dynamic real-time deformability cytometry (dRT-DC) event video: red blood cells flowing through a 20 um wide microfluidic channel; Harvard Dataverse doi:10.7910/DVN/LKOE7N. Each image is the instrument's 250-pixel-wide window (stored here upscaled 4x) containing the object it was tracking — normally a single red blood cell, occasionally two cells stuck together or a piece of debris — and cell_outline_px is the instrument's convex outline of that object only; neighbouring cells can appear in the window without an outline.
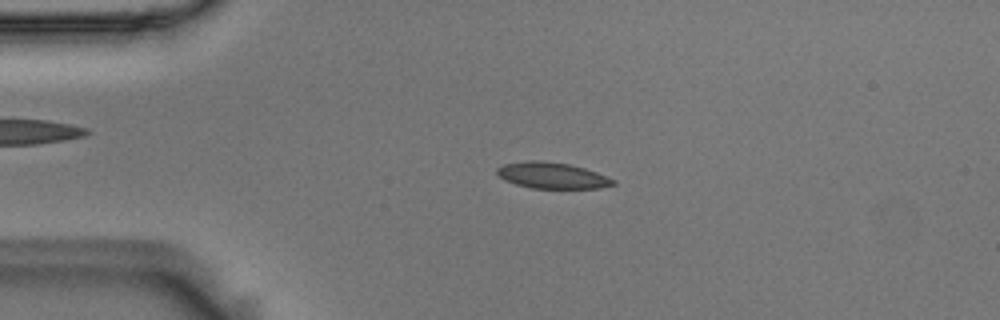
{"species": "Egyptian fruit bat (a non-hibernating species)", "species_latin": "Rousettus aegyptiacus", "temperature_condition": "room temperature", "stored_images_in_passage": 54, "camera_frame_rate_fps": 3000, "um_per_image_px": 0.085, "animal": {"sex": "male"}, "frame": {"image": 1, "passage_image": 12, "time_ms": 3.667, "image_size_px": [1000, 320], "cell_outline_px": [[616, 184], [600, 188], [532, 188], [516, 184], [504, 180], [496, 172], [496, 168], [504, 164], [528, 160], [540, 160], [568, 164], [584, 168], [596, 172], [616, 180]], "centroid_in_image_um": [46.93, 14.91], "position_along_channel_um": 38.1, "area_um2": 17.63}}
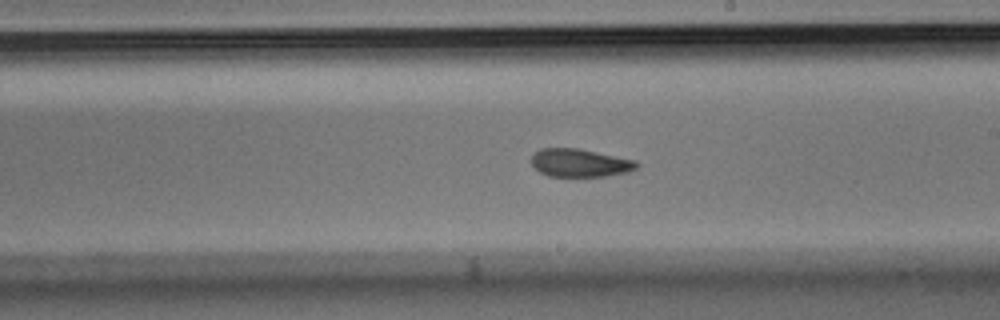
{"frame": {"image": 2, "passage_image": 31, "time_ms": 10.0, "image_size_px": [1000, 320], "cell_outline_px": [[640, 164], [636, 168], [628, 172], [604, 176], [548, 176], [540, 172], [532, 164], [532, 156], [540, 148], [576, 148], [636, 160]], "centroid_in_image_um": [49.3, 13.84], "position_along_channel_um": 239.7, "area_um2": 17.05}}
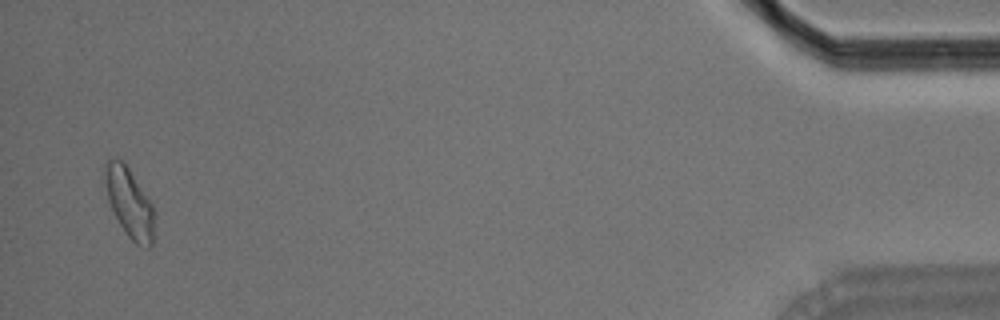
{"frame": {"image": 3, "passage_image": 53, "time_ms": 17.333, "image_size_px": [1000, 320], "cell_outline_px": [[156, 236], [152, 244], [148, 248], [144, 248], [136, 244], [128, 236], [120, 224], [108, 200], [104, 164], [108, 160], [124, 160], [152, 204], [156, 212]], "centroid_in_image_um": [11.08, 17.3], "position_along_channel_um": 424.1, "area_um2": 20.23}, "authors_computed_cell_mechanics": {"area_um2": 17.9469, "velocity_mm_per_s": 3.661, "shape_relaxation_time_tau1_ms": 6.3415, "shape_relaxation_time_tau2_ms": 2.6, "deformation_change_tau1": 0.1404, "deformation_change_tau2": 0.0835}}